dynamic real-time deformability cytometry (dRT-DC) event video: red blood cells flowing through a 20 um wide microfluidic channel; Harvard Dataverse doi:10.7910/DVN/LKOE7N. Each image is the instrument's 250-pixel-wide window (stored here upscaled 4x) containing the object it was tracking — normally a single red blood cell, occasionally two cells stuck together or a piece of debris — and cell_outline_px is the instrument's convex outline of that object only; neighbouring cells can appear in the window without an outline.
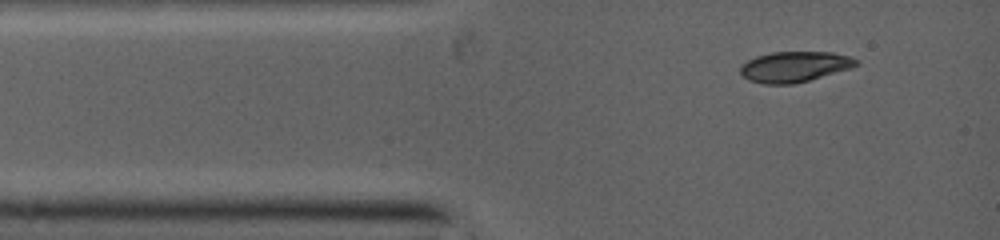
{"species": "common noctule bat (a hibernating species)", "species_latin": "Nyctalus noctula", "temperature_condition": "warm", "stored_images_in_passage": 3, "camera_frame_rate_fps": 5000, "um_per_image_px": 0.085, "animal": {"sex": "female", "body_mass_g": 19.0, "forearm_length_mm": 53.3}, "frame": {"image": 1, "passage_image": 1, "time_ms": 0.0, "image_size_px": [1000, 240], "cell_outline_px": [[856, 64], [848, 68], [796, 84], [760, 84], [748, 80], [740, 72], [740, 68], [748, 60], [756, 56], [772, 52], [832, 52], [848, 56], [856, 60]], "centroid_in_image_um": [67.46, 5.68], "position_along_channel_um": 17.5, "area_um2": 20.29}}
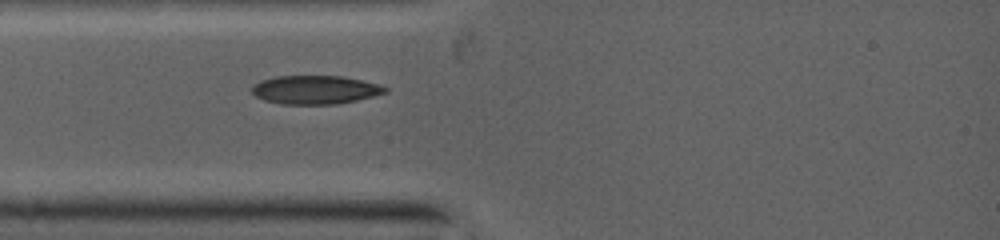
{"frame": {"image": 2, "passage_image": 3, "time_ms": 1.6, "image_size_px": [1000, 240], "cell_outline_px": [[388, 92], [356, 100], [336, 104], [284, 104], [264, 100], [256, 96], [252, 92], [252, 88], [260, 80], [276, 76], [340, 76], [360, 80], [376, 84], [388, 88]], "centroid_in_image_um": [26.77, 7.63], "position_along_channel_um": 58.2, "area_um2": 21.91}}